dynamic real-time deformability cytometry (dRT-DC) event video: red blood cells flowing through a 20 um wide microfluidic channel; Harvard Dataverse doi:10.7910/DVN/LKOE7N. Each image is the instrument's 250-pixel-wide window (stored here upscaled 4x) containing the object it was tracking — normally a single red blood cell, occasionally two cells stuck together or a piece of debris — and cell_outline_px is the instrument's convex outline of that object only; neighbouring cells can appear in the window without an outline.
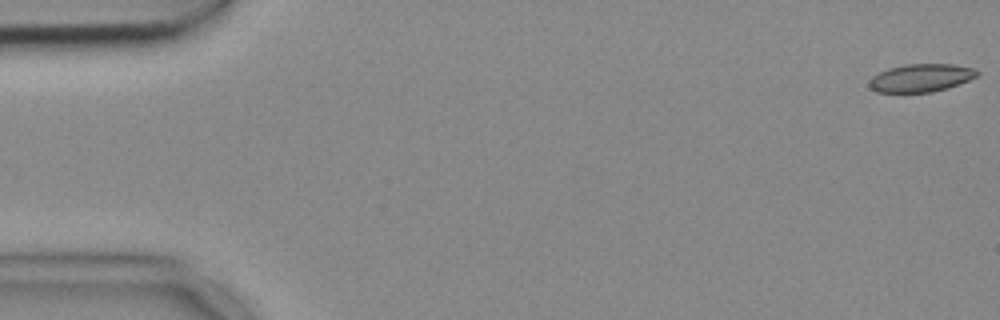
{"species": "common noctule bat (a hibernating species)", "species_latin": "Nyctalus noctula", "temperature_condition": "cold", "stored_images_in_passage": 54, "camera_frame_rate_fps": 3000, "um_per_image_px": 0.085, "animal": {"sex": "female", "body_mass_g": 18.4}, "frame": {"image": 1, "passage_image": 1, "time_ms": 0.0, "image_size_px": [1000, 320], "cell_outline_px": [[980, 72], [976, 76], [968, 80], [948, 88], [932, 92], [876, 92], [868, 88], [868, 80], [872, 76], [888, 68], [904, 64], [952, 64], [976, 68]], "centroid_in_image_um": [78.25, 6.62], "position_along_channel_um": 6.7, "area_um2": 17.74}}
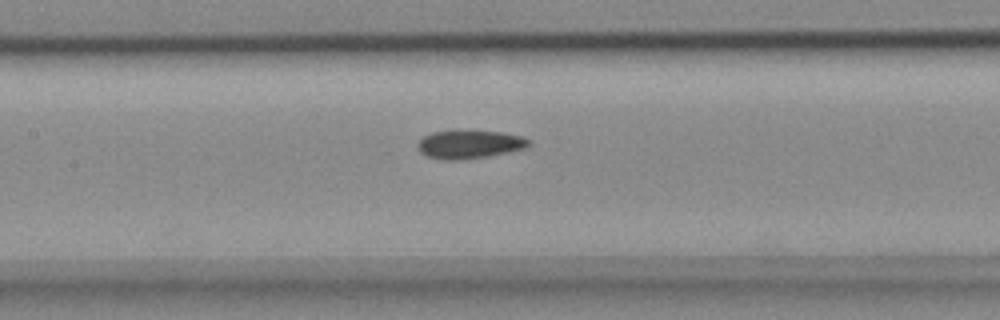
{"frame": {"image": 2, "passage_image": 25, "time_ms": 8.0, "image_size_px": [1000, 320], "cell_outline_px": [[532, 144], [524, 148], [484, 156], [452, 160], [444, 160], [428, 156], [420, 152], [420, 140], [424, 136], [432, 132], [452, 128], [456, 128], [504, 132], [524, 136], [532, 140]], "centroid_in_image_um": [39.94, 12.2], "position_along_channel_um": 167.5, "area_um2": 18.67}}
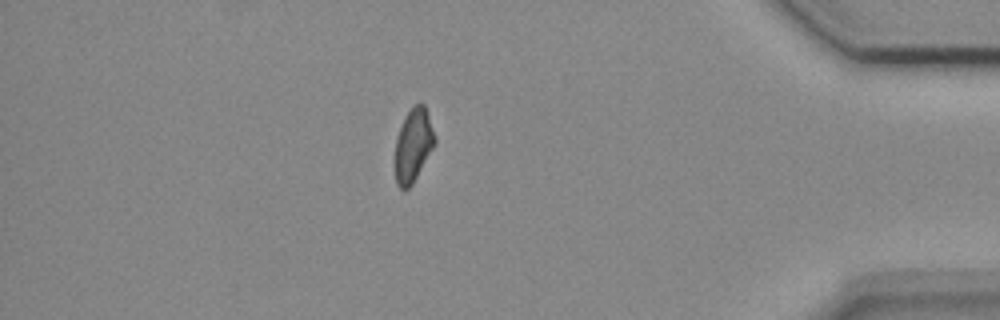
{"frame": {"image": 3, "passage_image": 47, "time_ms": 15.333, "image_size_px": [1000, 320], "cell_outline_px": [[436, 144], [412, 184], [408, 188], [400, 188], [396, 184], [392, 160], [396, 136], [404, 116], [412, 104], [424, 104], [436, 136]], "centroid_in_image_um": [35.08, 12.35], "position_along_channel_um": 400.1, "area_um2": 17.69}}